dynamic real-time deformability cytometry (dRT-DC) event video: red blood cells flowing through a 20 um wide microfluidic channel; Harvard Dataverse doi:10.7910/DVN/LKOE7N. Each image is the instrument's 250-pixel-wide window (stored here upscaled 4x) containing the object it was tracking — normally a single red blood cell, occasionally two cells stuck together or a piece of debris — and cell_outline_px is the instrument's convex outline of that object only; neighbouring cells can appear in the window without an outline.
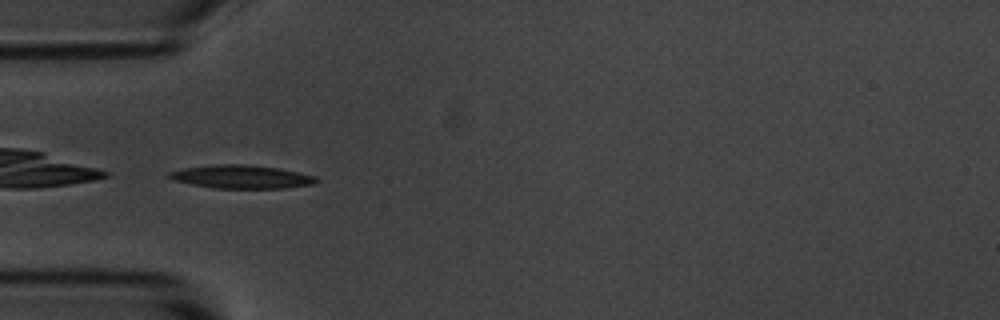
{"species": "common noctule bat (a hibernating species)", "species_latin": "Nyctalus noctula", "temperature_condition": "room temperature", "stored_images_in_passage": 39, "camera_frame_rate_fps": 3000, "um_per_image_px": 0.085, "animal": {"sex": "male", "body_mass_g": 20.1, "forearm_length_mm": 53.5}, "frame": {"image": 1, "passage_image": 1, "time_ms": 0.0, "image_size_px": [1000, 320], "cell_outline_px": [[320, 180], [312, 184], [284, 188], [212, 188], [192, 184], [176, 180], [168, 176], [168, 172], [180, 168], [216, 164], [244, 164], [276, 168], [316, 176]], "centroid_in_image_um": [20.5, 15.02], "position_along_channel_um": 64.5, "area_um2": 19.83}}
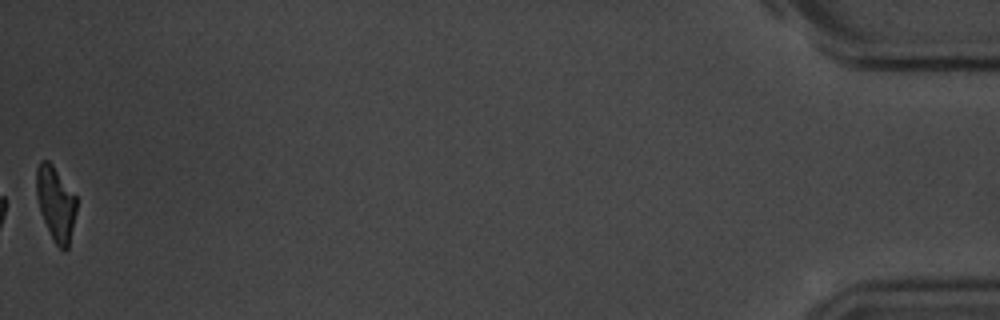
{"frame": {"image": 2, "passage_image": 39, "time_ms": 12.667, "image_size_px": [1000, 320], "cell_outline_px": [[76, 212], [68, 248], [64, 252], [52, 240], [40, 212], [36, 196], [36, 168], [40, 160], [48, 160], [52, 164], [76, 196]], "centroid_in_image_um": [4.72, 17.3], "position_along_channel_um": 430.5, "area_um2": 17.46}, "authors_computed_cell_mechanics": {"area_um2": 19.1318, "velocity_mm_per_s": 3.6661, "shape_relaxation_time_tau1_ms": 3.4878, "shape_relaxation_time_tau2_ms": 7.1383, "deformation_change_tau1": 0.1969, "deformation_change_tau2": 0.1815}}